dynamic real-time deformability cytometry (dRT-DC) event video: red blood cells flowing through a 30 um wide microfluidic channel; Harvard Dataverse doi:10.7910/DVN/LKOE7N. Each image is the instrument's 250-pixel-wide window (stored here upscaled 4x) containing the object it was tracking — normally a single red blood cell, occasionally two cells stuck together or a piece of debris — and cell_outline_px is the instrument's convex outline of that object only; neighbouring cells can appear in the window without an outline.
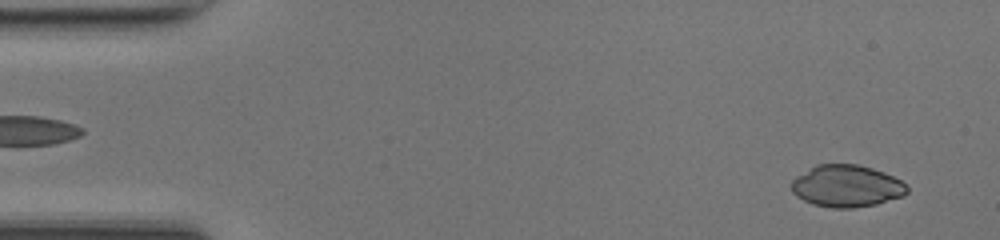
{"species": "common noctule bat (a hibernating species)", "species_latin": "Nyctalus noctula", "temperature_condition": "room temperature", "stored_images_in_passage": 48, "camera_frame_rate_fps": 3000, "um_per_image_px": 0.085, "animal": {"sex": "female", "body_mass_g": 17.0, "forearm_length_mm": 48.0}, "frame": {"image": 1, "passage_image": 2, "time_ms": 0.333, "image_size_px": [1000, 240], "cell_outline_px": [[908, 192], [904, 196], [876, 204], [852, 208], [832, 208], [812, 204], [796, 196], [792, 192], [792, 180], [796, 176], [816, 164], [856, 164], [872, 168], [884, 172], [900, 180], [908, 188]], "centroid_in_image_um": [71.95, 15.82], "position_along_channel_um": 13.0, "area_um2": 28.32}}
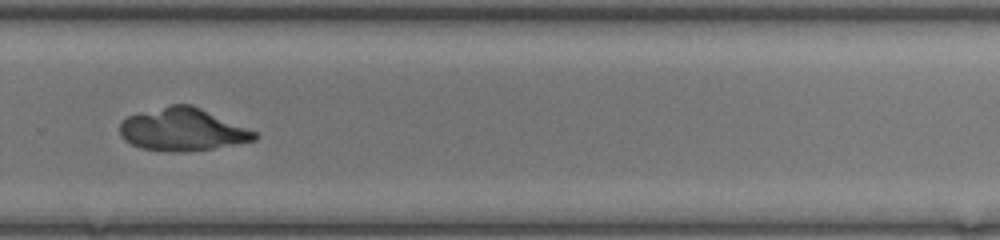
{"frame": {"image": 2, "passage_image": 32, "time_ms": 10.333, "image_size_px": [1000, 240], "cell_outline_px": [[260, 136], [256, 140], [212, 148], [184, 152], [168, 152], [140, 148], [124, 140], [120, 136], [120, 120], [128, 116], [172, 104], [192, 104], [256, 132]], "centroid_in_image_um": [15.49, 11.02], "position_along_channel_um": 314.3, "area_um2": 33.41}}
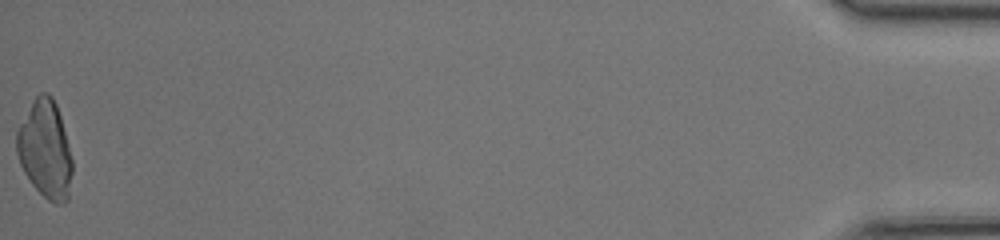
{"frame": {"image": 3, "passage_image": 48, "time_ms": 15.667, "image_size_px": [1000, 240], "cell_outline_px": [[72, 172], [68, 200], [64, 204], [56, 204], [48, 200], [32, 184], [24, 172], [20, 164], [16, 152], [16, 132], [32, 100], [40, 92], [48, 92], [52, 96], [56, 104], [60, 116], [72, 160]], "centroid_in_image_um": [3.83, 12.7], "position_along_channel_um": 431.4, "area_um2": 31.56}}